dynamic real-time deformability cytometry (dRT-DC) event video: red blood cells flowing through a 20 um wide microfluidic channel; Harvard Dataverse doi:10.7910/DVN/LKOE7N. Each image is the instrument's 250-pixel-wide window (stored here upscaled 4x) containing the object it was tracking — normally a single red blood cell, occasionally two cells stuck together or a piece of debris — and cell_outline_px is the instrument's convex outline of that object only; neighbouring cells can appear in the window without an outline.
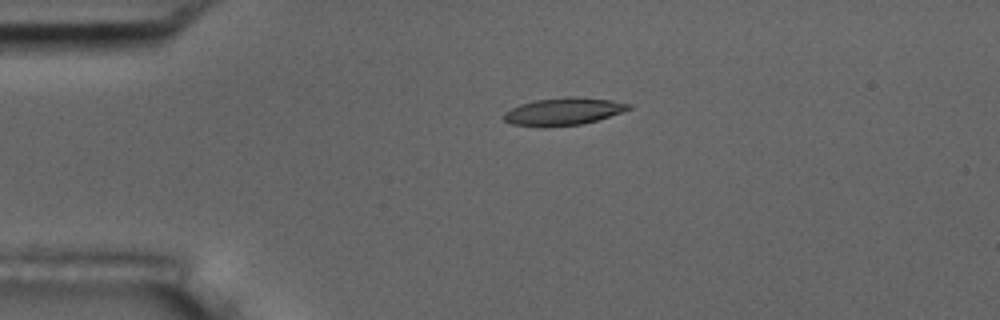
{"species": "common noctule bat (a hibernating species)", "species_latin": "Nyctalus noctula", "temperature_condition": "room temperature", "stored_images_in_passage": 2, "camera_frame_rate_fps": 3000, "um_per_image_px": 0.085, "animal": {"sex": "male", "body_mass_g": 17.5, "forearm_length_mm": 52.3}, "frame": {"image": 1, "passage_image": 1, "time_ms": 0.0, "image_size_px": [1000, 320], "cell_outline_px": [[632, 108], [584, 124], [512, 124], [504, 120], [500, 116], [504, 112], [520, 104], [536, 100], [568, 96], [572, 96], [612, 100], [632, 104]], "centroid_in_image_um": [47.92, 9.42], "position_along_channel_um": 37.1, "area_um2": 19.13}}